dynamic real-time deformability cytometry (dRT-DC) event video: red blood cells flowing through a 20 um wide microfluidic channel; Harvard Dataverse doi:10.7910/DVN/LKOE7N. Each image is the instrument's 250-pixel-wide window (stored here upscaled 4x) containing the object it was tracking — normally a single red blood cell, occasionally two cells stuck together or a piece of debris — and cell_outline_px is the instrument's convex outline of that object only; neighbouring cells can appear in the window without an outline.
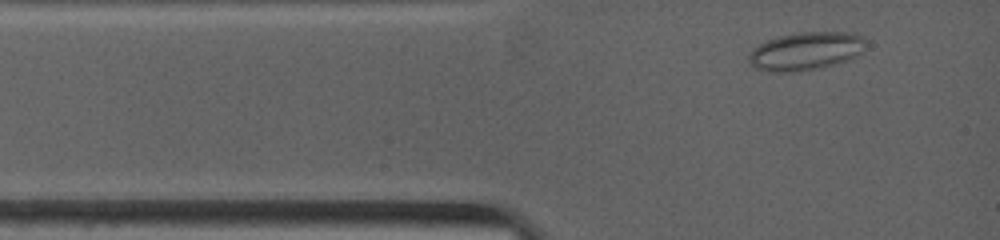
{"species": "common noctule bat (a hibernating species)", "species_latin": "Nyctalus noctula", "temperature_condition": "warm", "stored_images_in_passage": 48, "camera_frame_rate_fps": 4500, "um_per_image_px": 0.085, "animal": {"sex": "female", "body_mass_g": 19.0, "forearm_length_mm": 53.3}, "frame": {"image": 1, "passage_image": 3, "time_ms": 0.444, "image_size_px": [1000, 240], "cell_outline_px": [[864, 52], [856, 56], [832, 64], [792, 72], [768, 72], [756, 68], [748, 64], [748, 56], [752, 48], [776, 36], [800, 32], [852, 32], [864, 36]], "centroid_in_image_um": [68.45, 4.33], "position_along_channel_um": 16.5, "area_um2": 25.89}}
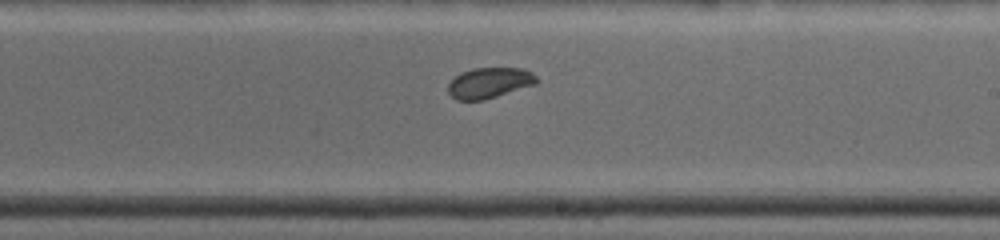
{"frame": {"image": 2, "passage_image": 29, "time_ms": 6.889, "image_size_px": [1000, 240], "cell_outline_px": [[540, 80], [536, 84], [484, 100], [456, 100], [448, 92], [448, 84], [460, 72], [472, 68], [524, 68], [532, 72]], "centroid_in_image_um": [41.62, 7.03], "position_along_channel_um": 247.4, "area_um2": 15.9}}
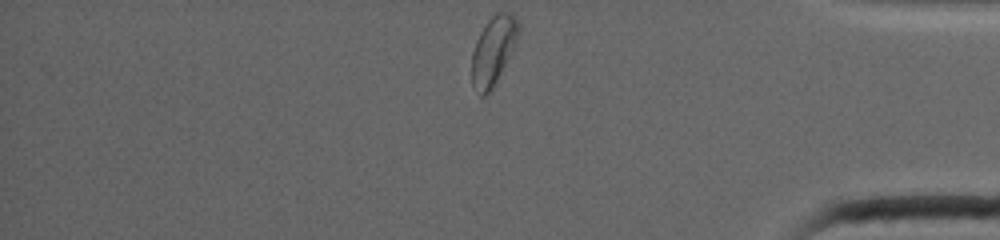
{"frame": {"image": 3, "passage_image": 48, "time_ms": 11.333, "image_size_px": [1000, 240], "cell_outline_px": [[520, 24], [516, 44], [512, 52], [492, 88], [484, 96], [480, 96], [472, 84], [472, 52], [476, 40], [480, 32], [488, 20], [496, 12], [508, 12]], "centroid_in_image_um": [41.92, 4.29], "position_along_channel_um": 393.3, "area_um2": 18.38}, "authors_computed_cell_mechanics": {"area_um2": 16.762, "velocity_mm_per_s": 3.9132, "shape_relaxation_time_tau1_ms": 7.137, "shape_relaxation_time_tau2_ms": null, "deformation_change_tau1": 0.0776, "deformation_change_tau2": null}}